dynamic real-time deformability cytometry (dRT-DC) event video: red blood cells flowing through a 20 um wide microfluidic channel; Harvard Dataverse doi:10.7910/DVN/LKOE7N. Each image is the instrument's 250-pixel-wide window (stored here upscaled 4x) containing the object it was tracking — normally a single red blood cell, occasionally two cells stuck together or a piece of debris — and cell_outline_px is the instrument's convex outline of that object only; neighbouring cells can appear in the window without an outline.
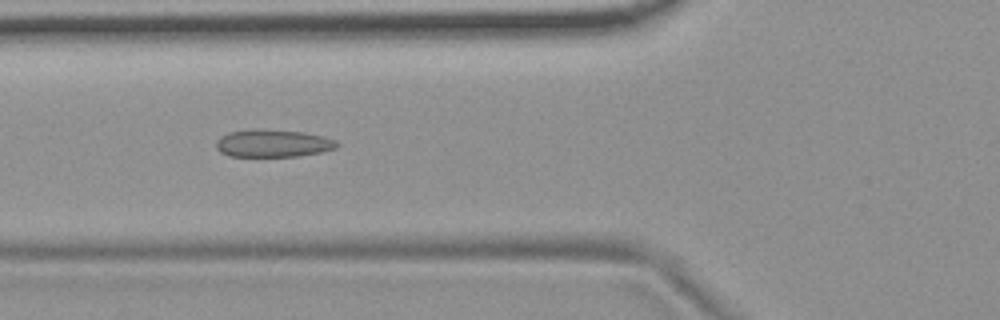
{"species": "common noctule bat (a hibernating species)", "species_latin": "Nyctalus noctula", "temperature_condition": "room temperature", "stored_images_in_passage": 49, "camera_frame_rate_fps": 3000, "um_per_image_px": 0.085, "animal": {"sex": "female", "body_mass_g": 19.9}, "frame": {"image": 1, "passage_image": 15, "time_ms": 4.667, "image_size_px": [1000, 320], "cell_outline_px": [[340, 144], [336, 148], [320, 152], [296, 156], [228, 156], [220, 152], [216, 148], [216, 140], [220, 136], [228, 132], [252, 128], [256, 128], [304, 132], [324, 136], [336, 140]], "centroid_in_image_um": [23.17, 12.16], "position_along_channel_um": 102.6, "area_um2": 19.65}}
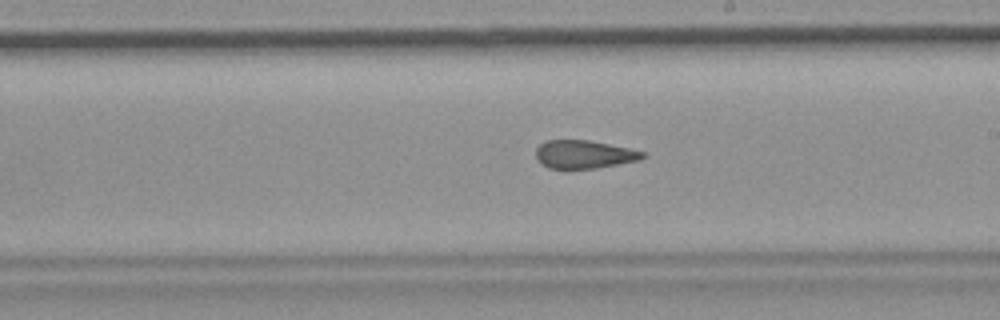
{"frame": {"image": 2, "passage_image": 26, "time_ms": 8.333, "image_size_px": [1000, 320], "cell_outline_px": [[648, 156], [640, 160], [596, 168], [548, 168], [540, 164], [536, 156], [536, 148], [540, 144], [548, 140], [588, 140], [628, 148], [644, 152]], "centroid_in_image_um": [49.64, 13.12], "position_along_channel_um": 239.4, "area_um2": 17.46}}
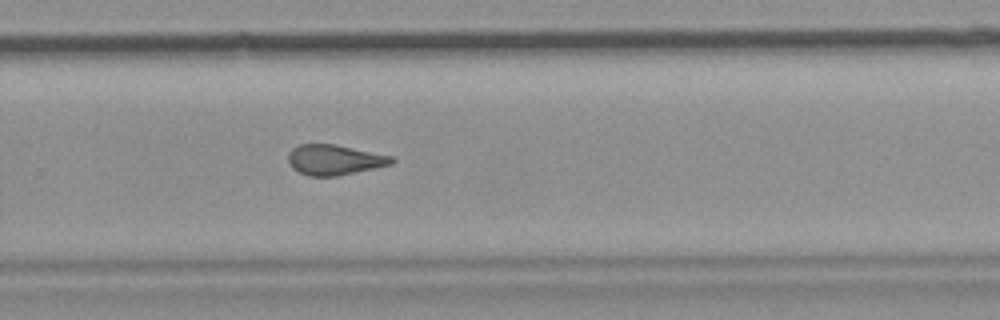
{"frame": {"image": 3, "passage_image": 31, "time_ms": 10.0, "image_size_px": [1000, 320], "cell_outline_px": [[396, 160], [392, 164], [336, 176], [308, 176], [292, 168], [288, 164], [288, 152], [292, 148], [300, 144], [336, 144], [392, 156]], "centroid_in_image_um": [28.4, 13.57], "position_along_channel_um": 301.4, "area_um2": 18.26}, "authors_computed_cell_mechanics": {"area_um2": 18.9584, "velocity_mm_per_s": 3.7357, "shape_relaxation_time_tau1_ms": null, "shape_relaxation_time_tau2_ms": 2.4788, "deformation_change_tau1": null, "deformation_change_tau2": 0.0872}}